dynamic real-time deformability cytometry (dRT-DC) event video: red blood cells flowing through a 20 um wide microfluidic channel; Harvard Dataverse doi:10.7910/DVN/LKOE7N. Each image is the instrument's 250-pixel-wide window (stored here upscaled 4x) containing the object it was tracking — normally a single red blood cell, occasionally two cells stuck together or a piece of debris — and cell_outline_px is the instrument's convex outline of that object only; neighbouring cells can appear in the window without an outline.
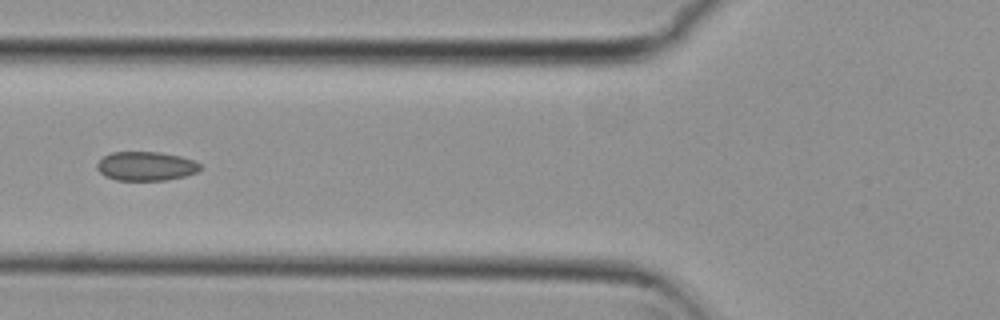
{"species": "common noctule bat (a hibernating species)", "species_latin": "Nyctalus noctula", "temperature_condition": "cold", "stored_images_in_passage": 5, "camera_frame_rate_fps": 3000, "um_per_image_px": 0.085, "animal": {"sex": "female", "body_mass_g": 29.2, "forearm_length_mm": 56.3}, "frame": {"image": 1, "passage_image": 5, "time_ms": 1.333, "image_size_px": [1000, 320], "cell_outline_px": [[200, 168], [196, 172], [184, 176], [164, 180], [116, 180], [104, 176], [96, 168], [96, 164], [104, 156], [112, 152], [160, 152], [180, 156], [192, 160], [200, 164]], "centroid_in_image_um": [12.37, 14.12], "position_along_channel_um": 113.4, "area_um2": 17.34}}